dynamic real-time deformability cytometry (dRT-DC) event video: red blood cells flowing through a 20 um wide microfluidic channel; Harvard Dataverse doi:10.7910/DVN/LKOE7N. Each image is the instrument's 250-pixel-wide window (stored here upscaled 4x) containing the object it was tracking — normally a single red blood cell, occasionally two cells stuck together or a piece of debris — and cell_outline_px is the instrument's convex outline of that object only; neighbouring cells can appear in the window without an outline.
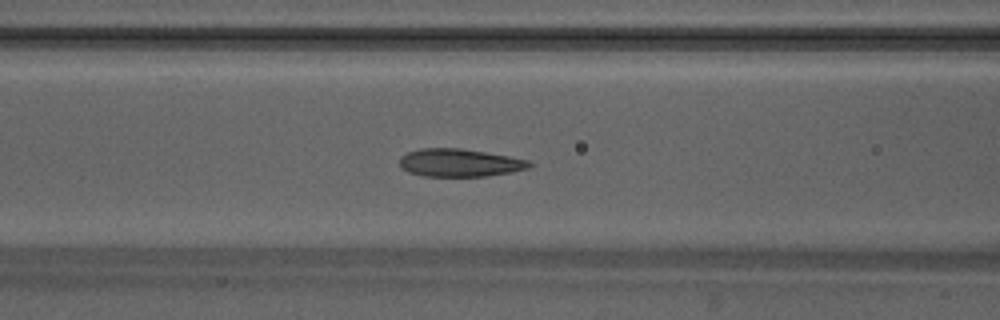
{"species": "Egyptian fruit bat (a non-hibernating species)", "species_latin": "Rousettus aegyptiacus", "temperature_condition": "warm", "stored_images_in_passage": 39, "camera_frame_rate_fps": 3000, "um_per_image_px": 0.085, "animal": {"sex": "male"}, "frame": {"image": 1, "passage_image": 9, "time_ms": 2.667, "image_size_px": [1000, 320], "cell_outline_px": [[536, 164], [528, 168], [512, 172], [488, 176], [424, 176], [408, 172], [400, 168], [400, 156], [408, 152], [420, 148], [460, 148], [508, 156], [528, 160]], "centroid_in_image_um": [39.07, 13.84], "position_along_channel_um": 127.5, "area_um2": 21.15}}
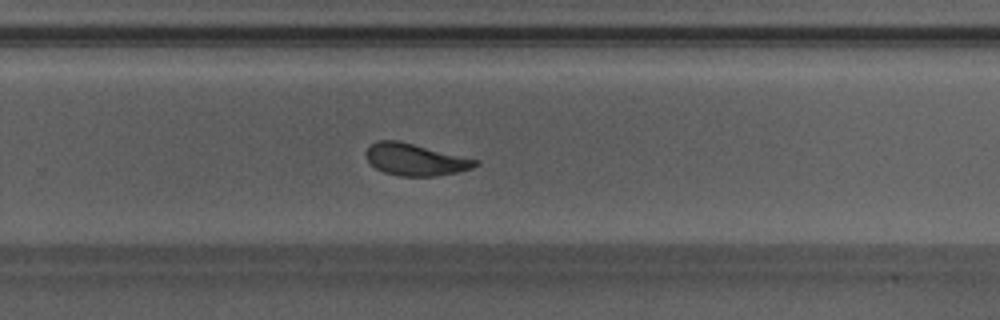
{"frame": {"image": 2, "passage_image": 21, "time_ms": 6.667, "image_size_px": [1000, 320], "cell_outline_px": [[480, 164], [472, 168], [456, 172], [436, 176], [400, 176], [384, 172], [376, 168], [368, 160], [364, 152], [376, 140], [396, 140], [480, 160]], "centroid_in_image_um": [35.31, 13.56], "position_along_channel_um": 294.5, "area_um2": 20.17}}
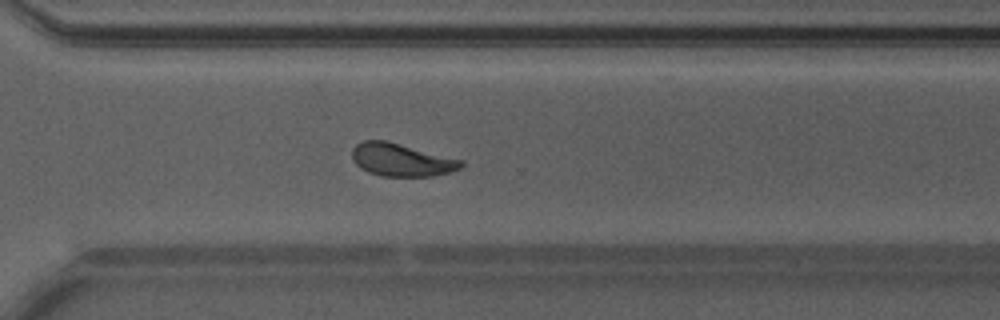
{"frame": {"image": 3, "passage_image": 24, "time_ms": 7.667, "image_size_px": [1000, 320], "cell_outline_px": [[464, 164], [460, 168], [448, 172], [432, 176], [380, 176], [368, 172], [360, 168], [352, 160], [352, 148], [356, 144], [364, 140], [384, 140], [464, 160]], "centroid_in_image_um": [34.09, 13.59], "position_along_channel_um": 336.5, "area_um2": 20.81}, "authors_computed_cell_mechanics": {"area_um2": 20.808, "velocity_mm_per_s": 4.185, "shape_relaxation_time_tau1_ms": 3.188, "shape_relaxation_time_tau2_ms": 0.8578, "deformation_change_tau1": 0.1378, "deformation_change_tau2": 0.0706}}